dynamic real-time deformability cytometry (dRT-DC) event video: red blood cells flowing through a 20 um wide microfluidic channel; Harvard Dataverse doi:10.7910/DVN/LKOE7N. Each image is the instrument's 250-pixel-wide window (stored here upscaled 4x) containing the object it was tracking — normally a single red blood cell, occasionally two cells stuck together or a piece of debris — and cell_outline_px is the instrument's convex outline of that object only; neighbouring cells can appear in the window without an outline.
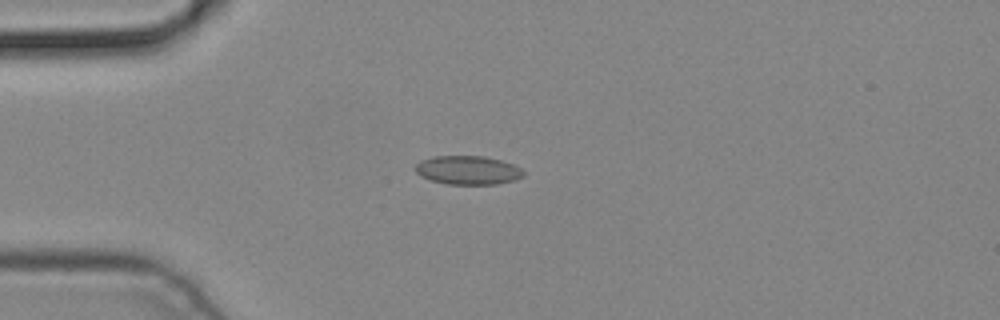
{"species": "common noctule bat (a hibernating species)", "species_latin": "Nyctalus noctula", "temperature_condition": "cold", "stored_images_in_passage": 5, "camera_frame_rate_fps": 3000, "um_per_image_px": 0.085, "animal": {"sex": "male", "body_mass_g": 19.2, "forearm_length_mm": 51.8}, "frame": {"image": 1, "passage_image": 4, "time_ms": 1.0, "image_size_px": [1000, 320], "cell_outline_px": [[524, 176], [516, 180], [496, 184], [448, 184], [432, 180], [420, 176], [412, 168], [420, 160], [432, 156], [484, 156], [500, 160], [512, 164], [520, 168], [524, 172]], "centroid_in_image_um": [39.74, 14.46], "position_along_channel_um": 45.3, "area_um2": 18.21}}